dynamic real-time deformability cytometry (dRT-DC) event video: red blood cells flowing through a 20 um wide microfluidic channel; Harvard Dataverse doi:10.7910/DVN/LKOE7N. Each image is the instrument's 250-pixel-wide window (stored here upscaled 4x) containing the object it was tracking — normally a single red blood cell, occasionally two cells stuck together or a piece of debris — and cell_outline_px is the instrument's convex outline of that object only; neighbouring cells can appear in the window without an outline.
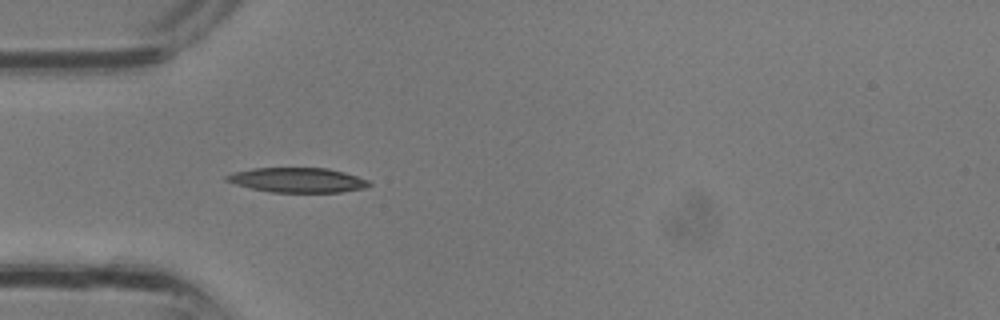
{"species": "common noctule bat (a hibernating species)", "species_latin": "Nyctalus noctula", "temperature_condition": "room temperature", "stored_images_in_passage": 4, "camera_frame_rate_fps": 3000, "um_per_image_px": 0.085, "animal": {"sex": "male", "body_mass_g": 13.3}, "frame": {"image": 1, "passage_image": 2, "time_ms": 0.333, "image_size_px": [1000, 320], "cell_outline_px": [[372, 184], [364, 188], [340, 192], [272, 192], [252, 188], [236, 184], [224, 180], [224, 176], [232, 172], [252, 168], [328, 168], [344, 172], [368, 180]], "centroid_in_image_um": [25.26, 15.3], "position_along_channel_um": 59.7, "area_um2": 20.46}}
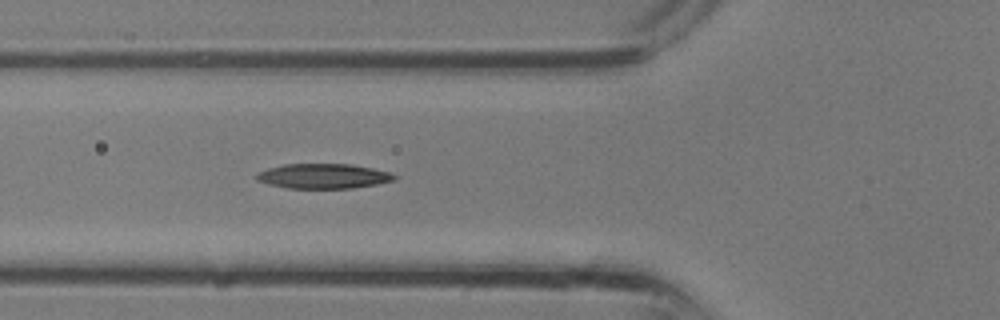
{"frame": {"image": 2, "passage_image": 4, "time_ms": 1.0, "image_size_px": [1000, 320], "cell_outline_px": [[396, 180], [376, 184], [352, 188], [288, 188], [268, 184], [256, 180], [256, 172], [268, 168], [284, 164], [352, 164], [372, 168], [388, 172], [396, 176]], "centroid_in_image_um": [27.45, 14.97], "position_along_channel_um": 98.4, "area_um2": 19.94}}